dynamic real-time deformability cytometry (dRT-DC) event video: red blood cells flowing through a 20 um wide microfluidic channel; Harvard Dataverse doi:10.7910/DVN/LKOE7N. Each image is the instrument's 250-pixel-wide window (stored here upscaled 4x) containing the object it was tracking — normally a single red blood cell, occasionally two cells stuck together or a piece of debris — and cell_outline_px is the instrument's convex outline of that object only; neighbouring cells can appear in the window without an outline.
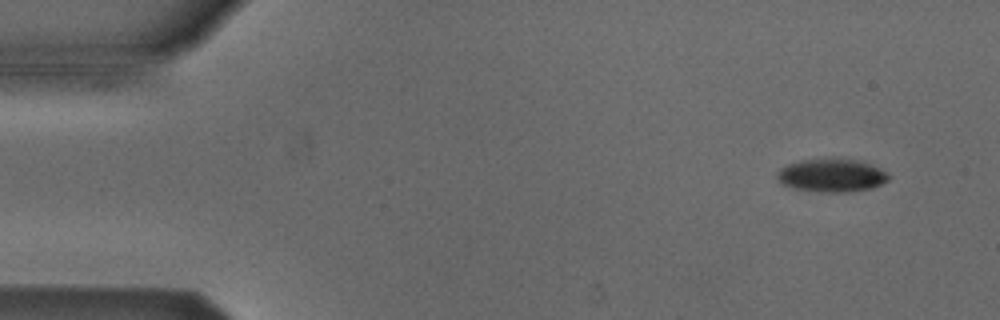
{"species": "Egyptian fruit bat (a non-hibernating species)", "species_latin": "Rousettus aegyptiacus", "temperature_condition": "cold", "stored_images_in_passage": 4, "camera_frame_rate_fps": 3000, "um_per_image_px": 0.085, "animal": {"sex": "male"}, "frame": {"image": 1, "passage_image": 2, "time_ms": 1.0, "image_size_px": [1000, 320], "cell_outline_px": [[892, 176], [888, 180], [872, 188], [852, 192], [824, 192], [796, 188], [780, 184], [776, 180], [776, 172], [780, 168], [788, 164], [804, 160], [852, 160], [868, 164], [880, 168], [888, 172]], "centroid_in_image_um": [70.68, 14.94], "position_along_channel_um": 14.3, "area_um2": 21.21}}